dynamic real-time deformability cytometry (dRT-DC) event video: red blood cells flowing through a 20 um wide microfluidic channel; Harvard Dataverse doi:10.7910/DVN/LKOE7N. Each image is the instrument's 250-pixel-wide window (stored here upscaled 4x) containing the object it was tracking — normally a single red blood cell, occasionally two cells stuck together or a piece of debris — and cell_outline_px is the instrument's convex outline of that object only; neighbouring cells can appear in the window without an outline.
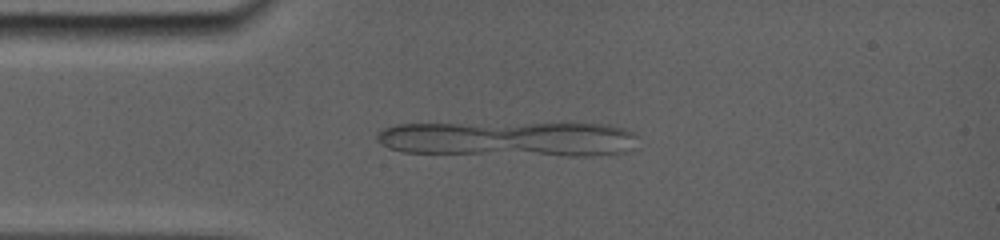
{"species": "common noctule bat (a hibernating species)", "species_latin": "Nyctalus noctula", "temperature_condition": "room temperature", "stored_images_in_passage": 2, "camera_frame_rate_fps": 5000, "um_per_image_px": 0.085, "animal": {"sex": "female", "body_mass_g": 19.0, "forearm_length_mm": 56.7}, "frame": {"image": 1, "passage_image": 1, "time_ms": 0.0, "image_size_px": [1000, 240], "cell_outline_px": [[624, 132], [608, 152], [540, 152], [524, 148], [496, 136], [500, 132], [516, 128], [536, 124], [596, 124], [620, 128]], "centroid_in_image_um": [47.94, 11.7], "position_along_channel_um": 37.1, "area_um2": 20.69}}